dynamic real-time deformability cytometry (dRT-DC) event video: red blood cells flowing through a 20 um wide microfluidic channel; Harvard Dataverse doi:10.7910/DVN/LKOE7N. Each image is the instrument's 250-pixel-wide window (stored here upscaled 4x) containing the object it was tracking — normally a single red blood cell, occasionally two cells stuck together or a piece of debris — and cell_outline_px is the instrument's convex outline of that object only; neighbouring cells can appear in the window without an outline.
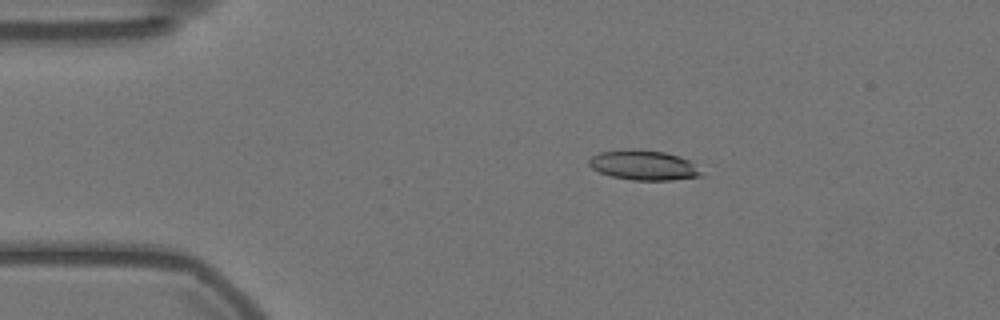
{"species": "Egyptian fruit bat (a non-hibernating species)", "species_latin": "Rousettus aegyptiacus", "temperature_condition": "warm", "stored_images_in_passage": 16, "camera_frame_rate_fps": 3000, "um_per_image_px": 0.085, "animal": {"sex": "female"}, "frame": {"image": 1, "passage_image": 10, "time_ms": 3.0, "image_size_px": [1000, 320], "cell_outline_px": [[704, 176], [672, 180], [632, 180], [612, 176], [600, 172], [592, 168], [588, 164], [588, 160], [592, 156], [600, 152], [628, 148], [632, 148], [664, 152], [680, 156], [688, 160], [704, 172]], "centroid_in_image_um": [54.73, 14.03], "position_along_channel_um": 30.3, "area_um2": 19.71}}